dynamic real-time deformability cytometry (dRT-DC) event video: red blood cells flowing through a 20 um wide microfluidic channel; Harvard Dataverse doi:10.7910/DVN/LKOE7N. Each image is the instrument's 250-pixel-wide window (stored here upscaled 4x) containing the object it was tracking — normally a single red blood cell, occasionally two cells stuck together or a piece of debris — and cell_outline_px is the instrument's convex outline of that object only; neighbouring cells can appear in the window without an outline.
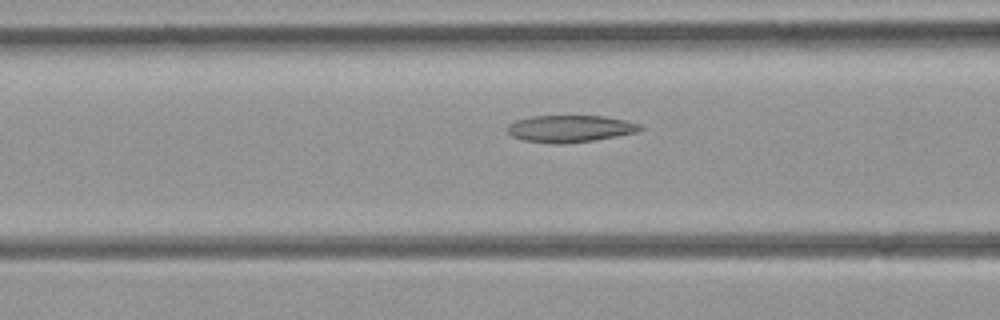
{"species": "common noctule bat (a hibernating species)", "species_latin": "Nyctalus noctula", "temperature_condition": "room temperature", "stored_images_in_passage": 26, "camera_frame_rate_fps": 3000, "um_per_image_px": 0.085, "animal": {"sex": "female", "body_mass_g": 21.9}, "frame": {"image": 1, "passage_image": 7, "time_ms": 2.0, "image_size_px": [1000, 320], "cell_outline_px": [[644, 128], [636, 132], [616, 136], [592, 140], [560, 144], [556, 144], [524, 140], [512, 136], [508, 132], [508, 124], [516, 120], [532, 116], [604, 116], [628, 120], [640, 124]], "centroid_in_image_um": [48.47, 10.93], "position_along_channel_um": 118.1, "area_um2": 20.75}}
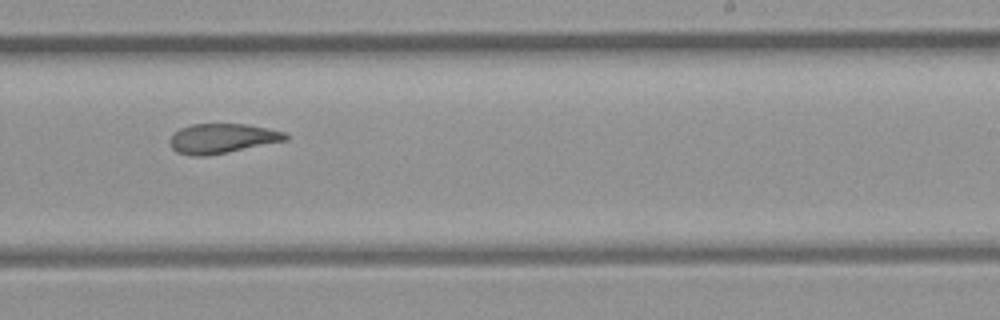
{"frame": {"image": 2, "passage_image": 17, "time_ms": 5.333, "image_size_px": [1000, 320], "cell_outline_px": [[288, 140], [208, 156], [192, 156], [176, 152], [172, 148], [168, 140], [172, 132], [180, 128], [192, 124], [248, 124], [268, 128], [284, 132], [288, 136]], "centroid_in_image_um": [18.84, 11.77], "position_along_channel_um": 270.2, "area_um2": 20.23}}
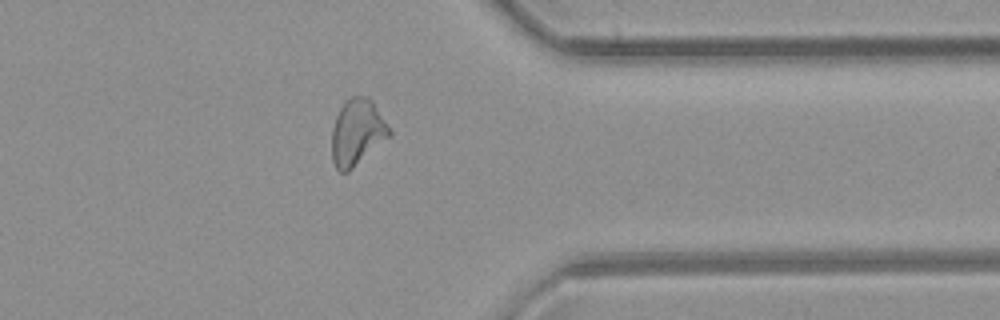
{"frame": {"image": 3, "passage_image": 25, "time_ms": 8.0, "image_size_px": [1000, 320], "cell_outline_px": [[392, 136], [348, 172], [340, 172], [336, 168], [332, 160], [332, 128], [336, 116], [344, 100], [352, 96], [368, 96], [372, 100], [392, 132]], "centroid_in_image_um": [30.36, 11.25], "position_along_channel_um": 381.0, "area_um2": 22.43}}